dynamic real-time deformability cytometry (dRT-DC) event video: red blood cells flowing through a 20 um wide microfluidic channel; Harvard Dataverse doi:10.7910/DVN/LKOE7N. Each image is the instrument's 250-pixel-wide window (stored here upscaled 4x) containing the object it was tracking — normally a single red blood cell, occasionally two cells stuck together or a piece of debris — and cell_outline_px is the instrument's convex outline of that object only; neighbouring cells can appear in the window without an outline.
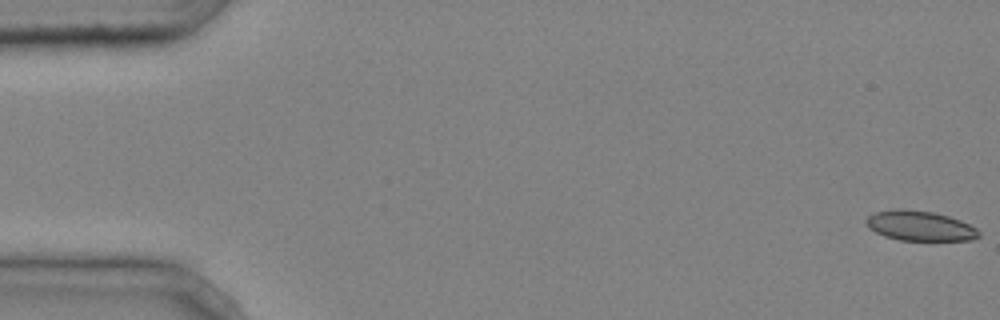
{"species": "common noctule bat (a hibernating species)", "species_latin": "Nyctalus noctula", "temperature_condition": "cold", "stored_images_in_passage": 45, "camera_frame_rate_fps": 3000, "um_per_image_px": 0.085, "animal": {"sex": "male", "body_mass_g": 20.4}, "frame": {"image": 1, "passage_image": 1, "time_ms": 0.0, "image_size_px": [1000, 320], "cell_outline_px": [[980, 236], [972, 240], [900, 240], [884, 236], [868, 228], [864, 220], [868, 216], [876, 212], [896, 208], [904, 208], [932, 212], [948, 216], [960, 220], [976, 228], [980, 232]], "centroid_in_image_um": [78.17, 19.19], "position_along_channel_um": 6.8, "area_um2": 19.71}}
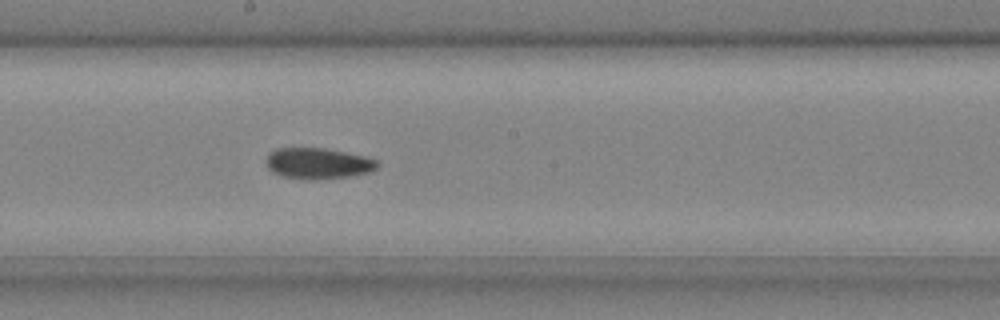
{"frame": {"image": 2, "passage_image": 26, "time_ms": 8.333, "image_size_px": [1000, 320], "cell_outline_px": [[380, 164], [372, 172], [348, 176], [320, 180], [308, 180], [280, 176], [272, 172], [268, 168], [268, 152], [276, 148], [324, 148], [364, 156], [376, 160]], "centroid_in_image_um": [27.03, 13.9], "position_along_channel_um": 221.2, "area_um2": 20.17}}
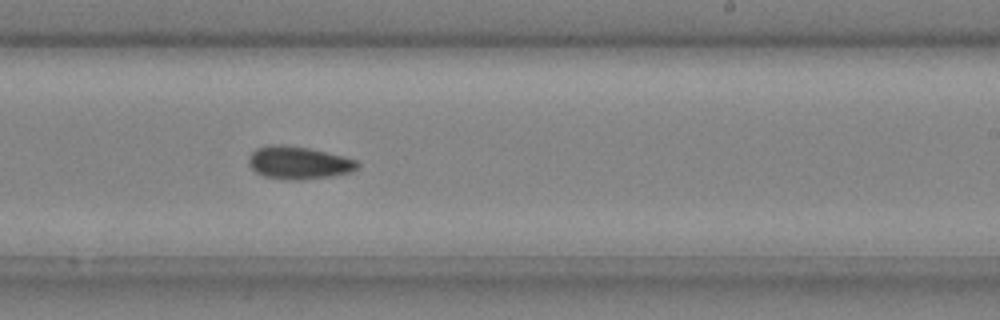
{"frame": {"image": 3, "passage_image": 29, "time_ms": 9.333, "image_size_px": [1000, 320], "cell_outline_px": [[360, 168], [348, 172], [332, 176], [296, 180], [292, 180], [264, 176], [256, 172], [248, 164], [248, 156], [256, 148], [272, 144], [280, 144], [308, 148], [344, 156], [356, 160], [360, 164]], "centroid_in_image_um": [25.37, 13.82], "position_along_channel_um": 263.6, "area_um2": 20.69}, "authors_computed_cell_mechanics": {"area_um2": 20.2878, "velocity_mm_per_s": 4.247, "shape_relaxation_time_tau1_ms": null, "shape_relaxation_time_tau2_ms": 8.3972, "deformation_change_tau1": null, "deformation_change_tau2": 0.1337}}